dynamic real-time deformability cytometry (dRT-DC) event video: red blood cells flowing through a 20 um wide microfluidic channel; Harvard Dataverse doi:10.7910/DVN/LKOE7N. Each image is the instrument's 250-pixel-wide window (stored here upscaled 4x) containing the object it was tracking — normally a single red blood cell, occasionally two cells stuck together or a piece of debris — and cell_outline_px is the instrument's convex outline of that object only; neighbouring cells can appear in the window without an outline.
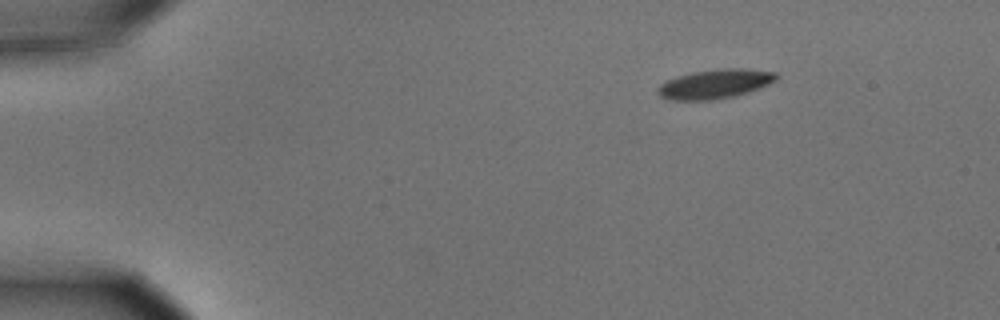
{"species": "common noctule bat (a hibernating species)", "species_latin": "Nyctalus noctula", "temperature_condition": "cold", "stored_images_in_passage": 3, "camera_frame_rate_fps": 3000, "um_per_image_px": 0.085, "animal": {"sex": "male", "body_mass_g": 15.6}, "frame": {"image": 1, "passage_image": 1, "time_ms": 0.0, "image_size_px": [1000, 320], "cell_outline_px": [[780, 76], [776, 80], [760, 88], [748, 92], [732, 96], [712, 100], [672, 100], [660, 96], [656, 92], [656, 88], [660, 84], [676, 76], [692, 72], [720, 68], [740, 68], [776, 72]], "centroid_in_image_um": [60.77, 7.13], "position_along_channel_um": 24.2, "area_um2": 20.29}}